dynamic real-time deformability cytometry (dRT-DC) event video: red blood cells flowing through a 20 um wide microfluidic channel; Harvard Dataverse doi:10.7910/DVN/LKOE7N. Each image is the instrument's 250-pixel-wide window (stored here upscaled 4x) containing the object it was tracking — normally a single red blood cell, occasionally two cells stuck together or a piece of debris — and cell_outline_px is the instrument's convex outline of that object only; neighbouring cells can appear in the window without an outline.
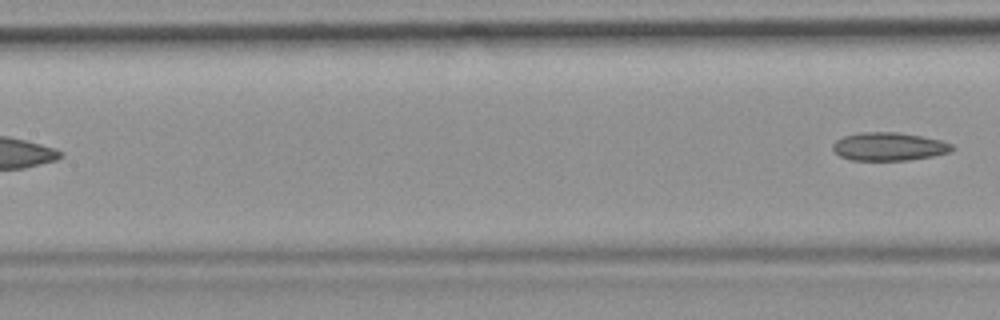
{"species": "common noctule bat (a hibernating species)", "species_latin": "Nyctalus noctula", "temperature_condition": "room temperature", "stored_images_in_passage": 6, "segment_of_instrument_passage": [2, 2], "camera_frame_rate_fps": 3000, "um_per_image_px": 0.085, "animal": {"sex": "female", "body_mass_g": 19.9}, "frame": {"image": 1, "passage_image": 6, "time_ms": 6.0, "image_size_px": [1000, 320], "cell_outline_px": [[956, 148], [952, 152], [932, 156], [908, 160], [852, 160], [840, 156], [832, 152], [832, 144], [836, 140], [844, 136], [860, 132], [900, 132], [940, 140], [952, 144]], "centroid_in_image_um": [75.55, 12.46], "position_along_channel_um": 131.9, "area_um2": 19.77}}